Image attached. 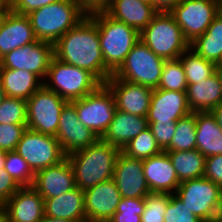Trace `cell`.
I'll return each instance as SVG.
<instances>
[{
    "instance_id": "cell-1",
    "label": "cell",
    "mask_w": 222,
    "mask_h": 222,
    "mask_svg": "<svg viewBox=\"0 0 222 222\" xmlns=\"http://www.w3.org/2000/svg\"><path fill=\"white\" fill-rule=\"evenodd\" d=\"M54 57L92 73L102 84L113 75L102 57L96 22L87 15L54 44Z\"/></svg>"
},
{
    "instance_id": "cell-2",
    "label": "cell",
    "mask_w": 222,
    "mask_h": 222,
    "mask_svg": "<svg viewBox=\"0 0 222 222\" xmlns=\"http://www.w3.org/2000/svg\"><path fill=\"white\" fill-rule=\"evenodd\" d=\"M120 152L119 148L99 138L87 148L67 155L74 171L75 185L84 191L112 179Z\"/></svg>"
},
{
    "instance_id": "cell-3",
    "label": "cell",
    "mask_w": 222,
    "mask_h": 222,
    "mask_svg": "<svg viewBox=\"0 0 222 222\" xmlns=\"http://www.w3.org/2000/svg\"><path fill=\"white\" fill-rule=\"evenodd\" d=\"M97 24L99 42L105 67L114 74L126 56L140 40V33L106 12L89 15Z\"/></svg>"
},
{
    "instance_id": "cell-4",
    "label": "cell",
    "mask_w": 222,
    "mask_h": 222,
    "mask_svg": "<svg viewBox=\"0 0 222 222\" xmlns=\"http://www.w3.org/2000/svg\"><path fill=\"white\" fill-rule=\"evenodd\" d=\"M86 16L74 0H59L27 15L36 39L52 44Z\"/></svg>"
},
{
    "instance_id": "cell-5",
    "label": "cell",
    "mask_w": 222,
    "mask_h": 222,
    "mask_svg": "<svg viewBox=\"0 0 222 222\" xmlns=\"http://www.w3.org/2000/svg\"><path fill=\"white\" fill-rule=\"evenodd\" d=\"M102 83L88 70L66 64L53 57L43 85L67 102L94 92Z\"/></svg>"
},
{
    "instance_id": "cell-6",
    "label": "cell",
    "mask_w": 222,
    "mask_h": 222,
    "mask_svg": "<svg viewBox=\"0 0 222 222\" xmlns=\"http://www.w3.org/2000/svg\"><path fill=\"white\" fill-rule=\"evenodd\" d=\"M140 40L164 60L178 59L190 47L182 29L169 12H158L140 33Z\"/></svg>"
},
{
    "instance_id": "cell-7",
    "label": "cell",
    "mask_w": 222,
    "mask_h": 222,
    "mask_svg": "<svg viewBox=\"0 0 222 222\" xmlns=\"http://www.w3.org/2000/svg\"><path fill=\"white\" fill-rule=\"evenodd\" d=\"M175 195L203 222H218L222 206L221 187L206 177L180 182Z\"/></svg>"
},
{
    "instance_id": "cell-8",
    "label": "cell",
    "mask_w": 222,
    "mask_h": 222,
    "mask_svg": "<svg viewBox=\"0 0 222 222\" xmlns=\"http://www.w3.org/2000/svg\"><path fill=\"white\" fill-rule=\"evenodd\" d=\"M164 62V59L155 55L143 41L139 40L113 76L156 89L160 82Z\"/></svg>"
},
{
    "instance_id": "cell-9",
    "label": "cell",
    "mask_w": 222,
    "mask_h": 222,
    "mask_svg": "<svg viewBox=\"0 0 222 222\" xmlns=\"http://www.w3.org/2000/svg\"><path fill=\"white\" fill-rule=\"evenodd\" d=\"M71 103L75 106L79 121L101 138L116 111L111 90L105 84H101L94 92Z\"/></svg>"
},
{
    "instance_id": "cell-10",
    "label": "cell",
    "mask_w": 222,
    "mask_h": 222,
    "mask_svg": "<svg viewBox=\"0 0 222 222\" xmlns=\"http://www.w3.org/2000/svg\"><path fill=\"white\" fill-rule=\"evenodd\" d=\"M27 162L31 171L59 164L66 158L55 136L26 129L15 150Z\"/></svg>"
},
{
    "instance_id": "cell-11",
    "label": "cell",
    "mask_w": 222,
    "mask_h": 222,
    "mask_svg": "<svg viewBox=\"0 0 222 222\" xmlns=\"http://www.w3.org/2000/svg\"><path fill=\"white\" fill-rule=\"evenodd\" d=\"M26 103L27 128L56 136L60 113L67 101L43 85L26 100Z\"/></svg>"
},
{
    "instance_id": "cell-12",
    "label": "cell",
    "mask_w": 222,
    "mask_h": 222,
    "mask_svg": "<svg viewBox=\"0 0 222 222\" xmlns=\"http://www.w3.org/2000/svg\"><path fill=\"white\" fill-rule=\"evenodd\" d=\"M191 43L204 34L213 19L219 14L217 0H182L169 12Z\"/></svg>"
},
{
    "instance_id": "cell-13",
    "label": "cell",
    "mask_w": 222,
    "mask_h": 222,
    "mask_svg": "<svg viewBox=\"0 0 222 222\" xmlns=\"http://www.w3.org/2000/svg\"><path fill=\"white\" fill-rule=\"evenodd\" d=\"M53 57L54 44L36 40L3 56L0 68L27 70L45 80Z\"/></svg>"
},
{
    "instance_id": "cell-14",
    "label": "cell",
    "mask_w": 222,
    "mask_h": 222,
    "mask_svg": "<svg viewBox=\"0 0 222 222\" xmlns=\"http://www.w3.org/2000/svg\"><path fill=\"white\" fill-rule=\"evenodd\" d=\"M55 137L66 156L87 148L99 139L79 121L75 106L71 102H67L61 110L59 127Z\"/></svg>"
},
{
    "instance_id": "cell-15",
    "label": "cell",
    "mask_w": 222,
    "mask_h": 222,
    "mask_svg": "<svg viewBox=\"0 0 222 222\" xmlns=\"http://www.w3.org/2000/svg\"><path fill=\"white\" fill-rule=\"evenodd\" d=\"M122 199L113 179L84 190V207L87 222H108Z\"/></svg>"
},
{
    "instance_id": "cell-16",
    "label": "cell",
    "mask_w": 222,
    "mask_h": 222,
    "mask_svg": "<svg viewBox=\"0 0 222 222\" xmlns=\"http://www.w3.org/2000/svg\"><path fill=\"white\" fill-rule=\"evenodd\" d=\"M105 85L111 90L116 109L137 116L147 117L153 89L131 83L111 75Z\"/></svg>"
},
{
    "instance_id": "cell-17",
    "label": "cell",
    "mask_w": 222,
    "mask_h": 222,
    "mask_svg": "<svg viewBox=\"0 0 222 222\" xmlns=\"http://www.w3.org/2000/svg\"><path fill=\"white\" fill-rule=\"evenodd\" d=\"M112 179L122 198H141L151 193L143 172V160L131 158L122 151L118 154Z\"/></svg>"
},
{
    "instance_id": "cell-18",
    "label": "cell",
    "mask_w": 222,
    "mask_h": 222,
    "mask_svg": "<svg viewBox=\"0 0 222 222\" xmlns=\"http://www.w3.org/2000/svg\"><path fill=\"white\" fill-rule=\"evenodd\" d=\"M190 113L186 92L153 89L147 114L148 123L176 122Z\"/></svg>"
},
{
    "instance_id": "cell-19",
    "label": "cell",
    "mask_w": 222,
    "mask_h": 222,
    "mask_svg": "<svg viewBox=\"0 0 222 222\" xmlns=\"http://www.w3.org/2000/svg\"><path fill=\"white\" fill-rule=\"evenodd\" d=\"M32 187L44 198H53L76 187L74 171L66 157L59 164L34 174Z\"/></svg>"
},
{
    "instance_id": "cell-20",
    "label": "cell",
    "mask_w": 222,
    "mask_h": 222,
    "mask_svg": "<svg viewBox=\"0 0 222 222\" xmlns=\"http://www.w3.org/2000/svg\"><path fill=\"white\" fill-rule=\"evenodd\" d=\"M7 222H41L44 198L32 187L22 186L5 203Z\"/></svg>"
},
{
    "instance_id": "cell-21",
    "label": "cell",
    "mask_w": 222,
    "mask_h": 222,
    "mask_svg": "<svg viewBox=\"0 0 222 222\" xmlns=\"http://www.w3.org/2000/svg\"><path fill=\"white\" fill-rule=\"evenodd\" d=\"M143 172L151 193L175 194L180 184L166 151L143 159Z\"/></svg>"
},
{
    "instance_id": "cell-22",
    "label": "cell",
    "mask_w": 222,
    "mask_h": 222,
    "mask_svg": "<svg viewBox=\"0 0 222 222\" xmlns=\"http://www.w3.org/2000/svg\"><path fill=\"white\" fill-rule=\"evenodd\" d=\"M33 28L27 15L9 11L0 29V59L7 53L35 42Z\"/></svg>"
},
{
    "instance_id": "cell-23",
    "label": "cell",
    "mask_w": 222,
    "mask_h": 222,
    "mask_svg": "<svg viewBox=\"0 0 222 222\" xmlns=\"http://www.w3.org/2000/svg\"><path fill=\"white\" fill-rule=\"evenodd\" d=\"M149 128L147 117L137 116L116 109L113 120L100 138L121 151L142 131Z\"/></svg>"
},
{
    "instance_id": "cell-24",
    "label": "cell",
    "mask_w": 222,
    "mask_h": 222,
    "mask_svg": "<svg viewBox=\"0 0 222 222\" xmlns=\"http://www.w3.org/2000/svg\"><path fill=\"white\" fill-rule=\"evenodd\" d=\"M105 12L113 19L136 29L139 33L158 13L153 5L139 0H112Z\"/></svg>"
},
{
    "instance_id": "cell-25",
    "label": "cell",
    "mask_w": 222,
    "mask_h": 222,
    "mask_svg": "<svg viewBox=\"0 0 222 222\" xmlns=\"http://www.w3.org/2000/svg\"><path fill=\"white\" fill-rule=\"evenodd\" d=\"M44 216L63 218L72 222H87L84 191L76 186L71 191L44 199Z\"/></svg>"
},
{
    "instance_id": "cell-26",
    "label": "cell",
    "mask_w": 222,
    "mask_h": 222,
    "mask_svg": "<svg viewBox=\"0 0 222 222\" xmlns=\"http://www.w3.org/2000/svg\"><path fill=\"white\" fill-rule=\"evenodd\" d=\"M187 104L191 112H211L222 102L217 72L200 83L187 84Z\"/></svg>"
},
{
    "instance_id": "cell-27",
    "label": "cell",
    "mask_w": 222,
    "mask_h": 222,
    "mask_svg": "<svg viewBox=\"0 0 222 222\" xmlns=\"http://www.w3.org/2000/svg\"><path fill=\"white\" fill-rule=\"evenodd\" d=\"M0 80L6 97L28 100L43 86V80L23 69L0 68Z\"/></svg>"
},
{
    "instance_id": "cell-28",
    "label": "cell",
    "mask_w": 222,
    "mask_h": 222,
    "mask_svg": "<svg viewBox=\"0 0 222 222\" xmlns=\"http://www.w3.org/2000/svg\"><path fill=\"white\" fill-rule=\"evenodd\" d=\"M196 149L205 157L222 155V129L212 112H196Z\"/></svg>"
},
{
    "instance_id": "cell-29",
    "label": "cell",
    "mask_w": 222,
    "mask_h": 222,
    "mask_svg": "<svg viewBox=\"0 0 222 222\" xmlns=\"http://www.w3.org/2000/svg\"><path fill=\"white\" fill-rule=\"evenodd\" d=\"M192 48L199 56L215 63L222 59V16L218 14L206 32L190 43Z\"/></svg>"
},
{
    "instance_id": "cell-30",
    "label": "cell",
    "mask_w": 222,
    "mask_h": 222,
    "mask_svg": "<svg viewBox=\"0 0 222 222\" xmlns=\"http://www.w3.org/2000/svg\"><path fill=\"white\" fill-rule=\"evenodd\" d=\"M180 182L204 176L205 156L197 149L166 151Z\"/></svg>"
},
{
    "instance_id": "cell-31",
    "label": "cell",
    "mask_w": 222,
    "mask_h": 222,
    "mask_svg": "<svg viewBox=\"0 0 222 222\" xmlns=\"http://www.w3.org/2000/svg\"><path fill=\"white\" fill-rule=\"evenodd\" d=\"M186 75L187 84L200 83L216 72L217 65L199 56L192 48L179 57Z\"/></svg>"
},
{
    "instance_id": "cell-32",
    "label": "cell",
    "mask_w": 222,
    "mask_h": 222,
    "mask_svg": "<svg viewBox=\"0 0 222 222\" xmlns=\"http://www.w3.org/2000/svg\"><path fill=\"white\" fill-rule=\"evenodd\" d=\"M196 149V112L176 121V130L170 145L164 151Z\"/></svg>"
},
{
    "instance_id": "cell-33",
    "label": "cell",
    "mask_w": 222,
    "mask_h": 222,
    "mask_svg": "<svg viewBox=\"0 0 222 222\" xmlns=\"http://www.w3.org/2000/svg\"><path fill=\"white\" fill-rule=\"evenodd\" d=\"M158 89L186 92L187 80L180 59L165 60Z\"/></svg>"
},
{
    "instance_id": "cell-34",
    "label": "cell",
    "mask_w": 222,
    "mask_h": 222,
    "mask_svg": "<svg viewBox=\"0 0 222 222\" xmlns=\"http://www.w3.org/2000/svg\"><path fill=\"white\" fill-rule=\"evenodd\" d=\"M162 151L149 128L133 138L122 150L127 156L142 160L157 155Z\"/></svg>"
},
{
    "instance_id": "cell-35",
    "label": "cell",
    "mask_w": 222,
    "mask_h": 222,
    "mask_svg": "<svg viewBox=\"0 0 222 222\" xmlns=\"http://www.w3.org/2000/svg\"><path fill=\"white\" fill-rule=\"evenodd\" d=\"M3 170L21 187L32 186L34 173L27 162L15 151L6 152Z\"/></svg>"
},
{
    "instance_id": "cell-36",
    "label": "cell",
    "mask_w": 222,
    "mask_h": 222,
    "mask_svg": "<svg viewBox=\"0 0 222 222\" xmlns=\"http://www.w3.org/2000/svg\"><path fill=\"white\" fill-rule=\"evenodd\" d=\"M0 124H27L26 100L5 97L0 104Z\"/></svg>"
},
{
    "instance_id": "cell-37",
    "label": "cell",
    "mask_w": 222,
    "mask_h": 222,
    "mask_svg": "<svg viewBox=\"0 0 222 222\" xmlns=\"http://www.w3.org/2000/svg\"><path fill=\"white\" fill-rule=\"evenodd\" d=\"M168 202V193L147 194L144 197L145 208L141 214V222H164Z\"/></svg>"
},
{
    "instance_id": "cell-38",
    "label": "cell",
    "mask_w": 222,
    "mask_h": 222,
    "mask_svg": "<svg viewBox=\"0 0 222 222\" xmlns=\"http://www.w3.org/2000/svg\"><path fill=\"white\" fill-rule=\"evenodd\" d=\"M144 208V197L122 198L116 212L108 222H141Z\"/></svg>"
},
{
    "instance_id": "cell-39",
    "label": "cell",
    "mask_w": 222,
    "mask_h": 222,
    "mask_svg": "<svg viewBox=\"0 0 222 222\" xmlns=\"http://www.w3.org/2000/svg\"><path fill=\"white\" fill-rule=\"evenodd\" d=\"M164 222H203L175 194H169Z\"/></svg>"
},
{
    "instance_id": "cell-40",
    "label": "cell",
    "mask_w": 222,
    "mask_h": 222,
    "mask_svg": "<svg viewBox=\"0 0 222 222\" xmlns=\"http://www.w3.org/2000/svg\"><path fill=\"white\" fill-rule=\"evenodd\" d=\"M27 124H0V150L15 151Z\"/></svg>"
},
{
    "instance_id": "cell-41",
    "label": "cell",
    "mask_w": 222,
    "mask_h": 222,
    "mask_svg": "<svg viewBox=\"0 0 222 222\" xmlns=\"http://www.w3.org/2000/svg\"><path fill=\"white\" fill-rule=\"evenodd\" d=\"M149 129L157 144L164 151L171 143L176 130V122L149 123Z\"/></svg>"
},
{
    "instance_id": "cell-42",
    "label": "cell",
    "mask_w": 222,
    "mask_h": 222,
    "mask_svg": "<svg viewBox=\"0 0 222 222\" xmlns=\"http://www.w3.org/2000/svg\"><path fill=\"white\" fill-rule=\"evenodd\" d=\"M204 177L222 187V155L208 156L205 158Z\"/></svg>"
},
{
    "instance_id": "cell-43",
    "label": "cell",
    "mask_w": 222,
    "mask_h": 222,
    "mask_svg": "<svg viewBox=\"0 0 222 222\" xmlns=\"http://www.w3.org/2000/svg\"><path fill=\"white\" fill-rule=\"evenodd\" d=\"M57 1L59 0H11V11L28 15L32 11Z\"/></svg>"
},
{
    "instance_id": "cell-44",
    "label": "cell",
    "mask_w": 222,
    "mask_h": 222,
    "mask_svg": "<svg viewBox=\"0 0 222 222\" xmlns=\"http://www.w3.org/2000/svg\"><path fill=\"white\" fill-rule=\"evenodd\" d=\"M21 186L4 170L0 173V203L4 204Z\"/></svg>"
},
{
    "instance_id": "cell-45",
    "label": "cell",
    "mask_w": 222,
    "mask_h": 222,
    "mask_svg": "<svg viewBox=\"0 0 222 222\" xmlns=\"http://www.w3.org/2000/svg\"><path fill=\"white\" fill-rule=\"evenodd\" d=\"M79 8L86 14L91 15L97 12H105L112 0H74Z\"/></svg>"
},
{
    "instance_id": "cell-46",
    "label": "cell",
    "mask_w": 222,
    "mask_h": 222,
    "mask_svg": "<svg viewBox=\"0 0 222 222\" xmlns=\"http://www.w3.org/2000/svg\"><path fill=\"white\" fill-rule=\"evenodd\" d=\"M182 0H153V6L158 12H170Z\"/></svg>"
},
{
    "instance_id": "cell-47",
    "label": "cell",
    "mask_w": 222,
    "mask_h": 222,
    "mask_svg": "<svg viewBox=\"0 0 222 222\" xmlns=\"http://www.w3.org/2000/svg\"><path fill=\"white\" fill-rule=\"evenodd\" d=\"M211 112L216 118L217 124L222 129V102L217 107H215Z\"/></svg>"
},
{
    "instance_id": "cell-48",
    "label": "cell",
    "mask_w": 222,
    "mask_h": 222,
    "mask_svg": "<svg viewBox=\"0 0 222 222\" xmlns=\"http://www.w3.org/2000/svg\"><path fill=\"white\" fill-rule=\"evenodd\" d=\"M11 10V0H0V14H7Z\"/></svg>"
},
{
    "instance_id": "cell-49",
    "label": "cell",
    "mask_w": 222,
    "mask_h": 222,
    "mask_svg": "<svg viewBox=\"0 0 222 222\" xmlns=\"http://www.w3.org/2000/svg\"><path fill=\"white\" fill-rule=\"evenodd\" d=\"M41 222H72V221L63 218H53V217L44 216Z\"/></svg>"
},
{
    "instance_id": "cell-50",
    "label": "cell",
    "mask_w": 222,
    "mask_h": 222,
    "mask_svg": "<svg viewBox=\"0 0 222 222\" xmlns=\"http://www.w3.org/2000/svg\"><path fill=\"white\" fill-rule=\"evenodd\" d=\"M0 222H7L5 204L0 203Z\"/></svg>"
},
{
    "instance_id": "cell-51",
    "label": "cell",
    "mask_w": 222,
    "mask_h": 222,
    "mask_svg": "<svg viewBox=\"0 0 222 222\" xmlns=\"http://www.w3.org/2000/svg\"><path fill=\"white\" fill-rule=\"evenodd\" d=\"M6 157V151L0 150V173L3 170Z\"/></svg>"
},
{
    "instance_id": "cell-52",
    "label": "cell",
    "mask_w": 222,
    "mask_h": 222,
    "mask_svg": "<svg viewBox=\"0 0 222 222\" xmlns=\"http://www.w3.org/2000/svg\"><path fill=\"white\" fill-rule=\"evenodd\" d=\"M5 97H6L5 90L3 89L2 83H1V80H0V104L5 99Z\"/></svg>"
},
{
    "instance_id": "cell-53",
    "label": "cell",
    "mask_w": 222,
    "mask_h": 222,
    "mask_svg": "<svg viewBox=\"0 0 222 222\" xmlns=\"http://www.w3.org/2000/svg\"><path fill=\"white\" fill-rule=\"evenodd\" d=\"M216 72L218 74V77H219V80H220V83H221V88H222V67H217Z\"/></svg>"
},
{
    "instance_id": "cell-54",
    "label": "cell",
    "mask_w": 222,
    "mask_h": 222,
    "mask_svg": "<svg viewBox=\"0 0 222 222\" xmlns=\"http://www.w3.org/2000/svg\"><path fill=\"white\" fill-rule=\"evenodd\" d=\"M5 17H6V14H0V29H1V26L4 22Z\"/></svg>"
},
{
    "instance_id": "cell-55",
    "label": "cell",
    "mask_w": 222,
    "mask_h": 222,
    "mask_svg": "<svg viewBox=\"0 0 222 222\" xmlns=\"http://www.w3.org/2000/svg\"><path fill=\"white\" fill-rule=\"evenodd\" d=\"M219 14L222 16V0L219 1Z\"/></svg>"
},
{
    "instance_id": "cell-56",
    "label": "cell",
    "mask_w": 222,
    "mask_h": 222,
    "mask_svg": "<svg viewBox=\"0 0 222 222\" xmlns=\"http://www.w3.org/2000/svg\"><path fill=\"white\" fill-rule=\"evenodd\" d=\"M221 199H222V187H221ZM219 220L222 222V206H221V211L219 214Z\"/></svg>"
},
{
    "instance_id": "cell-57",
    "label": "cell",
    "mask_w": 222,
    "mask_h": 222,
    "mask_svg": "<svg viewBox=\"0 0 222 222\" xmlns=\"http://www.w3.org/2000/svg\"><path fill=\"white\" fill-rule=\"evenodd\" d=\"M139 1L153 5V0H139Z\"/></svg>"
},
{
    "instance_id": "cell-58",
    "label": "cell",
    "mask_w": 222,
    "mask_h": 222,
    "mask_svg": "<svg viewBox=\"0 0 222 222\" xmlns=\"http://www.w3.org/2000/svg\"><path fill=\"white\" fill-rule=\"evenodd\" d=\"M217 67H222V59H221V61L219 62V64L217 65Z\"/></svg>"
}]
</instances>
